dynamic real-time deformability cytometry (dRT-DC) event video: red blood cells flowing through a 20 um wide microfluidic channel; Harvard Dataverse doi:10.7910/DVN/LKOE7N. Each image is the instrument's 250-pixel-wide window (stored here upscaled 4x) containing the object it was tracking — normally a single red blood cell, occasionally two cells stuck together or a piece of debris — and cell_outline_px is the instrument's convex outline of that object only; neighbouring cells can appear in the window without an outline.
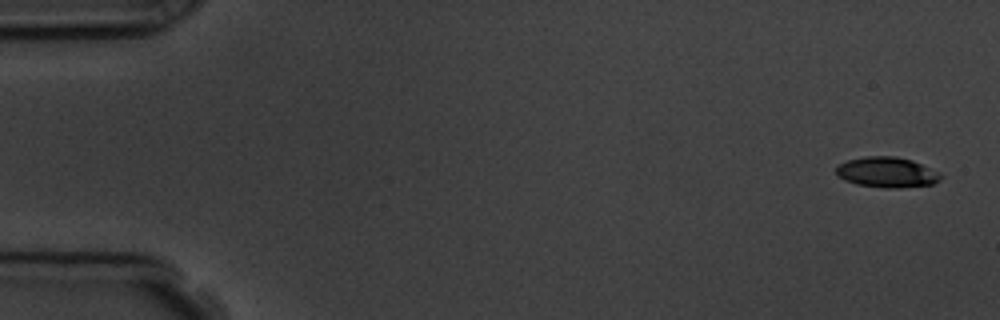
{"species": "common noctule bat (a hibernating species)", "species_latin": "Nyctalus noctula", "temperature_condition": "room temperature", "stored_images_in_passage": 3, "camera_frame_rate_fps": 3000, "um_per_image_px": 0.085, "animal": {"sex": "male", "body_mass_g": 19.5, "forearm_length_mm": 54.6}, "frame": {"image": 1, "passage_image": 1, "time_ms": 0.0, "image_size_px": [1000, 320], "cell_outline_px": [[940, 180], [932, 184], [896, 188], [884, 188], [856, 184], [844, 180], [836, 172], [836, 164], [848, 160], [864, 156], [896, 156], [912, 160], [936, 172], [940, 176]], "centroid_in_image_um": [75.32, 14.64], "position_along_channel_um": 9.7, "area_um2": 18.32}}